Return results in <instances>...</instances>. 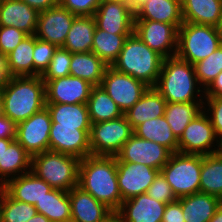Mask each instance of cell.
Returning <instances> with one entry per match:
<instances>
[{"instance_id":"484cf974","label":"cell","mask_w":222,"mask_h":222,"mask_svg":"<svg viewBox=\"0 0 222 222\" xmlns=\"http://www.w3.org/2000/svg\"><path fill=\"white\" fill-rule=\"evenodd\" d=\"M32 156L13 140L0 156V184L31 171Z\"/></svg>"},{"instance_id":"f546056e","label":"cell","mask_w":222,"mask_h":222,"mask_svg":"<svg viewBox=\"0 0 222 222\" xmlns=\"http://www.w3.org/2000/svg\"><path fill=\"white\" fill-rule=\"evenodd\" d=\"M52 123L57 126H79V130H91L87 104L46 103Z\"/></svg>"},{"instance_id":"681fc988","label":"cell","mask_w":222,"mask_h":222,"mask_svg":"<svg viewBox=\"0 0 222 222\" xmlns=\"http://www.w3.org/2000/svg\"><path fill=\"white\" fill-rule=\"evenodd\" d=\"M204 96L222 97V71L205 89Z\"/></svg>"},{"instance_id":"d4e9b609","label":"cell","mask_w":222,"mask_h":222,"mask_svg":"<svg viewBox=\"0 0 222 222\" xmlns=\"http://www.w3.org/2000/svg\"><path fill=\"white\" fill-rule=\"evenodd\" d=\"M185 222H209L222 203L218 197L197 192L178 198Z\"/></svg>"},{"instance_id":"db71d44e","label":"cell","mask_w":222,"mask_h":222,"mask_svg":"<svg viewBox=\"0 0 222 222\" xmlns=\"http://www.w3.org/2000/svg\"><path fill=\"white\" fill-rule=\"evenodd\" d=\"M209 222H222V203L218 207L214 216L209 220Z\"/></svg>"},{"instance_id":"7402d4cb","label":"cell","mask_w":222,"mask_h":222,"mask_svg":"<svg viewBox=\"0 0 222 222\" xmlns=\"http://www.w3.org/2000/svg\"><path fill=\"white\" fill-rule=\"evenodd\" d=\"M4 190L15 200L35 205L53 188L32 171L9 179Z\"/></svg>"},{"instance_id":"b9f144b4","label":"cell","mask_w":222,"mask_h":222,"mask_svg":"<svg viewBox=\"0 0 222 222\" xmlns=\"http://www.w3.org/2000/svg\"><path fill=\"white\" fill-rule=\"evenodd\" d=\"M150 197L162 203H171L177 200L172 192L171 186L166 181L161 172L155 177L154 181L146 192Z\"/></svg>"},{"instance_id":"ac0fdd59","label":"cell","mask_w":222,"mask_h":222,"mask_svg":"<svg viewBox=\"0 0 222 222\" xmlns=\"http://www.w3.org/2000/svg\"><path fill=\"white\" fill-rule=\"evenodd\" d=\"M93 87L71 75L49 80L45 83L46 103L87 104Z\"/></svg>"},{"instance_id":"7dc6e473","label":"cell","mask_w":222,"mask_h":222,"mask_svg":"<svg viewBox=\"0 0 222 222\" xmlns=\"http://www.w3.org/2000/svg\"><path fill=\"white\" fill-rule=\"evenodd\" d=\"M17 124L3 113L0 114V139H15Z\"/></svg>"},{"instance_id":"4fadbf2b","label":"cell","mask_w":222,"mask_h":222,"mask_svg":"<svg viewBox=\"0 0 222 222\" xmlns=\"http://www.w3.org/2000/svg\"><path fill=\"white\" fill-rule=\"evenodd\" d=\"M134 32L150 49L164 58L176 56L178 29L173 24L134 20Z\"/></svg>"},{"instance_id":"bcb514c9","label":"cell","mask_w":222,"mask_h":222,"mask_svg":"<svg viewBox=\"0 0 222 222\" xmlns=\"http://www.w3.org/2000/svg\"><path fill=\"white\" fill-rule=\"evenodd\" d=\"M161 222H185L181 202L178 199L166 204Z\"/></svg>"},{"instance_id":"c3c4849f","label":"cell","mask_w":222,"mask_h":222,"mask_svg":"<svg viewBox=\"0 0 222 222\" xmlns=\"http://www.w3.org/2000/svg\"><path fill=\"white\" fill-rule=\"evenodd\" d=\"M21 1L26 3L31 8L37 10L38 12H42L59 5V0H21Z\"/></svg>"},{"instance_id":"4316f807","label":"cell","mask_w":222,"mask_h":222,"mask_svg":"<svg viewBox=\"0 0 222 222\" xmlns=\"http://www.w3.org/2000/svg\"><path fill=\"white\" fill-rule=\"evenodd\" d=\"M183 22L218 26L222 0H181Z\"/></svg>"},{"instance_id":"44dd1931","label":"cell","mask_w":222,"mask_h":222,"mask_svg":"<svg viewBox=\"0 0 222 222\" xmlns=\"http://www.w3.org/2000/svg\"><path fill=\"white\" fill-rule=\"evenodd\" d=\"M39 12L21 0H0V26L16 27L35 35Z\"/></svg>"},{"instance_id":"91938a15","label":"cell","mask_w":222,"mask_h":222,"mask_svg":"<svg viewBox=\"0 0 222 222\" xmlns=\"http://www.w3.org/2000/svg\"><path fill=\"white\" fill-rule=\"evenodd\" d=\"M2 113V86H0V114Z\"/></svg>"},{"instance_id":"816d5d0a","label":"cell","mask_w":222,"mask_h":222,"mask_svg":"<svg viewBox=\"0 0 222 222\" xmlns=\"http://www.w3.org/2000/svg\"><path fill=\"white\" fill-rule=\"evenodd\" d=\"M147 0H125L131 10L135 13Z\"/></svg>"},{"instance_id":"f1b7e54d","label":"cell","mask_w":222,"mask_h":222,"mask_svg":"<svg viewBox=\"0 0 222 222\" xmlns=\"http://www.w3.org/2000/svg\"><path fill=\"white\" fill-rule=\"evenodd\" d=\"M95 29L94 16H77L67 34L63 48L70 53L91 52Z\"/></svg>"},{"instance_id":"5bb4252c","label":"cell","mask_w":222,"mask_h":222,"mask_svg":"<svg viewBox=\"0 0 222 222\" xmlns=\"http://www.w3.org/2000/svg\"><path fill=\"white\" fill-rule=\"evenodd\" d=\"M89 135L90 130H79V126H57V123H52L49 135V151L83 159L91 155Z\"/></svg>"},{"instance_id":"f907efd6","label":"cell","mask_w":222,"mask_h":222,"mask_svg":"<svg viewBox=\"0 0 222 222\" xmlns=\"http://www.w3.org/2000/svg\"><path fill=\"white\" fill-rule=\"evenodd\" d=\"M10 77L7 66V55L0 51V86H2Z\"/></svg>"},{"instance_id":"6da1fadb","label":"cell","mask_w":222,"mask_h":222,"mask_svg":"<svg viewBox=\"0 0 222 222\" xmlns=\"http://www.w3.org/2000/svg\"><path fill=\"white\" fill-rule=\"evenodd\" d=\"M78 186L117 212L123 200L117 183L116 157L90 155L80 159Z\"/></svg>"},{"instance_id":"94428289","label":"cell","mask_w":222,"mask_h":222,"mask_svg":"<svg viewBox=\"0 0 222 222\" xmlns=\"http://www.w3.org/2000/svg\"><path fill=\"white\" fill-rule=\"evenodd\" d=\"M220 153H222V136L219 138V151Z\"/></svg>"},{"instance_id":"f35d334b","label":"cell","mask_w":222,"mask_h":222,"mask_svg":"<svg viewBox=\"0 0 222 222\" xmlns=\"http://www.w3.org/2000/svg\"><path fill=\"white\" fill-rule=\"evenodd\" d=\"M193 66L199 85L205 90L222 71V45Z\"/></svg>"},{"instance_id":"3957f363","label":"cell","mask_w":222,"mask_h":222,"mask_svg":"<svg viewBox=\"0 0 222 222\" xmlns=\"http://www.w3.org/2000/svg\"><path fill=\"white\" fill-rule=\"evenodd\" d=\"M198 84L194 66L173 56L164 58L155 89L166 102H204L205 90Z\"/></svg>"},{"instance_id":"30bf717a","label":"cell","mask_w":222,"mask_h":222,"mask_svg":"<svg viewBox=\"0 0 222 222\" xmlns=\"http://www.w3.org/2000/svg\"><path fill=\"white\" fill-rule=\"evenodd\" d=\"M100 86L113 99L123 114L128 111L149 88L144 82L128 74L118 72L111 66L106 69Z\"/></svg>"},{"instance_id":"836d02e7","label":"cell","mask_w":222,"mask_h":222,"mask_svg":"<svg viewBox=\"0 0 222 222\" xmlns=\"http://www.w3.org/2000/svg\"><path fill=\"white\" fill-rule=\"evenodd\" d=\"M200 192L222 200V153L202 155Z\"/></svg>"},{"instance_id":"8d00e7d4","label":"cell","mask_w":222,"mask_h":222,"mask_svg":"<svg viewBox=\"0 0 222 222\" xmlns=\"http://www.w3.org/2000/svg\"><path fill=\"white\" fill-rule=\"evenodd\" d=\"M33 52L34 35H28L7 54L10 76H34Z\"/></svg>"},{"instance_id":"ee69618b","label":"cell","mask_w":222,"mask_h":222,"mask_svg":"<svg viewBox=\"0 0 222 222\" xmlns=\"http://www.w3.org/2000/svg\"><path fill=\"white\" fill-rule=\"evenodd\" d=\"M23 31L16 27L0 26V51L7 55L26 37Z\"/></svg>"},{"instance_id":"603a6c76","label":"cell","mask_w":222,"mask_h":222,"mask_svg":"<svg viewBox=\"0 0 222 222\" xmlns=\"http://www.w3.org/2000/svg\"><path fill=\"white\" fill-rule=\"evenodd\" d=\"M134 20L159 21L178 29L183 24L181 0H147L135 12Z\"/></svg>"},{"instance_id":"2e32d148","label":"cell","mask_w":222,"mask_h":222,"mask_svg":"<svg viewBox=\"0 0 222 222\" xmlns=\"http://www.w3.org/2000/svg\"><path fill=\"white\" fill-rule=\"evenodd\" d=\"M159 172L145 164L117 160V183L122 200L146 193Z\"/></svg>"},{"instance_id":"6125c7cd","label":"cell","mask_w":222,"mask_h":222,"mask_svg":"<svg viewBox=\"0 0 222 222\" xmlns=\"http://www.w3.org/2000/svg\"><path fill=\"white\" fill-rule=\"evenodd\" d=\"M102 1H109V0H102ZM116 1H123V2H125V0H116Z\"/></svg>"},{"instance_id":"7a4b0ae2","label":"cell","mask_w":222,"mask_h":222,"mask_svg":"<svg viewBox=\"0 0 222 222\" xmlns=\"http://www.w3.org/2000/svg\"><path fill=\"white\" fill-rule=\"evenodd\" d=\"M46 107L41 76H11L2 85V113L16 124Z\"/></svg>"},{"instance_id":"ba28073f","label":"cell","mask_w":222,"mask_h":222,"mask_svg":"<svg viewBox=\"0 0 222 222\" xmlns=\"http://www.w3.org/2000/svg\"><path fill=\"white\" fill-rule=\"evenodd\" d=\"M132 134L133 129L125 115L114 120L91 124V155L116 156Z\"/></svg>"},{"instance_id":"4dcf8cb0","label":"cell","mask_w":222,"mask_h":222,"mask_svg":"<svg viewBox=\"0 0 222 222\" xmlns=\"http://www.w3.org/2000/svg\"><path fill=\"white\" fill-rule=\"evenodd\" d=\"M133 133L149 141H154L168 148L172 153L178 152V139L173 134L165 117L148 119L133 129Z\"/></svg>"},{"instance_id":"d6a6232c","label":"cell","mask_w":222,"mask_h":222,"mask_svg":"<svg viewBox=\"0 0 222 222\" xmlns=\"http://www.w3.org/2000/svg\"><path fill=\"white\" fill-rule=\"evenodd\" d=\"M203 102H167L164 117L177 139L186 126L203 111Z\"/></svg>"},{"instance_id":"ffe728a7","label":"cell","mask_w":222,"mask_h":222,"mask_svg":"<svg viewBox=\"0 0 222 222\" xmlns=\"http://www.w3.org/2000/svg\"><path fill=\"white\" fill-rule=\"evenodd\" d=\"M68 195L71 203V222H103L113 213L79 186L73 187Z\"/></svg>"},{"instance_id":"e0dca14e","label":"cell","mask_w":222,"mask_h":222,"mask_svg":"<svg viewBox=\"0 0 222 222\" xmlns=\"http://www.w3.org/2000/svg\"><path fill=\"white\" fill-rule=\"evenodd\" d=\"M96 26L112 34H132L135 13L126 2L102 1L94 13Z\"/></svg>"},{"instance_id":"11a10c76","label":"cell","mask_w":222,"mask_h":222,"mask_svg":"<svg viewBox=\"0 0 222 222\" xmlns=\"http://www.w3.org/2000/svg\"><path fill=\"white\" fill-rule=\"evenodd\" d=\"M13 140L15 139H0V156L3 153L4 148H7Z\"/></svg>"},{"instance_id":"d590c367","label":"cell","mask_w":222,"mask_h":222,"mask_svg":"<svg viewBox=\"0 0 222 222\" xmlns=\"http://www.w3.org/2000/svg\"><path fill=\"white\" fill-rule=\"evenodd\" d=\"M129 35L131 34L108 33L96 26L91 52L95 53L108 66H112Z\"/></svg>"},{"instance_id":"8992f818","label":"cell","mask_w":222,"mask_h":222,"mask_svg":"<svg viewBox=\"0 0 222 222\" xmlns=\"http://www.w3.org/2000/svg\"><path fill=\"white\" fill-rule=\"evenodd\" d=\"M222 45L216 26L183 22L178 28L176 56L195 64Z\"/></svg>"},{"instance_id":"1f68e13d","label":"cell","mask_w":222,"mask_h":222,"mask_svg":"<svg viewBox=\"0 0 222 222\" xmlns=\"http://www.w3.org/2000/svg\"><path fill=\"white\" fill-rule=\"evenodd\" d=\"M37 213L51 222H71V203L67 191L52 189L35 205Z\"/></svg>"},{"instance_id":"cb8c5ba5","label":"cell","mask_w":222,"mask_h":222,"mask_svg":"<svg viewBox=\"0 0 222 222\" xmlns=\"http://www.w3.org/2000/svg\"><path fill=\"white\" fill-rule=\"evenodd\" d=\"M166 103V100L155 87H149L124 115L130 123L131 128L134 129L148 119L164 116Z\"/></svg>"},{"instance_id":"d6986e66","label":"cell","mask_w":222,"mask_h":222,"mask_svg":"<svg viewBox=\"0 0 222 222\" xmlns=\"http://www.w3.org/2000/svg\"><path fill=\"white\" fill-rule=\"evenodd\" d=\"M165 207L144 193L124 200L116 213L121 222H161Z\"/></svg>"},{"instance_id":"9a60e30c","label":"cell","mask_w":222,"mask_h":222,"mask_svg":"<svg viewBox=\"0 0 222 222\" xmlns=\"http://www.w3.org/2000/svg\"><path fill=\"white\" fill-rule=\"evenodd\" d=\"M76 17L60 4L39 12L35 36L57 47H63Z\"/></svg>"},{"instance_id":"680465c9","label":"cell","mask_w":222,"mask_h":222,"mask_svg":"<svg viewBox=\"0 0 222 222\" xmlns=\"http://www.w3.org/2000/svg\"><path fill=\"white\" fill-rule=\"evenodd\" d=\"M217 29H218L219 36H220L221 41H222V18H221V20H220L219 25L217 26Z\"/></svg>"},{"instance_id":"60d3db41","label":"cell","mask_w":222,"mask_h":222,"mask_svg":"<svg viewBox=\"0 0 222 222\" xmlns=\"http://www.w3.org/2000/svg\"><path fill=\"white\" fill-rule=\"evenodd\" d=\"M57 46L47 41L38 39L34 35V76H41L48 68Z\"/></svg>"},{"instance_id":"83f0119b","label":"cell","mask_w":222,"mask_h":222,"mask_svg":"<svg viewBox=\"0 0 222 222\" xmlns=\"http://www.w3.org/2000/svg\"><path fill=\"white\" fill-rule=\"evenodd\" d=\"M109 66L95 53H71L70 75L100 86Z\"/></svg>"},{"instance_id":"7c38bea8","label":"cell","mask_w":222,"mask_h":222,"mask_svg":"<svg viewBox=\"0 0 222 222\" xmlns=\"http://www.w3.org/2000/svg\"><path fill=\"white\" fill-rule=\"evenodd\" d=\"M171 155L172 152L163 145L142 139L133 133L115 157L119 162L145 164L161 170Z\"/></svg>"},{"instance_id":"277c9868","label":"cell","mask_w":222,"mask_h":222,"mask_svg":"<svg viewBox=\"0 0 222 222\" xmlns=\"http://www.w3.org/2000/svg\"><path fill=\"white\" fill-rule=\"evenodd\" d=\"M163 60L162 55L150 49L133 32L127 37L117 60L111 67L144 82L149 87H155Z\"/></svg>"},{"instance_id":"6f0895ef","label":"cell","mask_w":222,"mask_h":222,"mask_svg":"<svg viewBox=\"0 0 222 222\" xmlns=\"http://www.w3.org/2000/svg\"><path fill=\"white\" fill-rule=\"evenodd\" d=\"M3 191H4V186L0 184V222H1V204H2Z\"/></svg>"},{"instance_id":"52a82bcc","label":"cell","mask_w":222,"mask_h":222,"mask_svg":"<svg viewBox=\"0 0 222 222\" xmlns=\"http://www.w3.org/2000/svg\"><path fill=\"white\" fill-rule=\"evenodd\" d=\"M202 155L172 153L160 170L176 198L200 192Z\"/></svg>"},{"instance_id":"5b68a950","label":"cell","mask_w":222,"mask_h":222,"mask_svg":"<svg viewBox=\"0 0 222 222\" xmlns=\"http://www.w3.org/2000/svg\"><path fill=\"white\" fill-rule=\"evenodd\" d=\"M79 163L76 156L45 151L32 157L31 171L52 188L69 192L78 186Z\"/></svg>"},{"instance_id":"8fae6325","label":"cell","mask_w":222,"mask_h":222,"mask_svg":"<svg viewBox=\"0 0 222 222\" xmlns=\"http://www.w3.org/2000/svg\"><path fill=\"white\" fill-rule=\"evenodd\" d=\"M51 115L44 107L30 118L17 124L15 140L33 157L49 151Z\"/></svg>"},{"instance_id":"9c48e42d","label":"cell","mask_w":222,"mask_h":222,"mask_svg":"<svg viewBox=\"0 0 222 222\" xmlns=\"http://www.w3.org/2000/svg\"><path fill=\"white\" fill-rule=\"evenodd\" d=\"M206 109L203 107V111L184 129L178 139L179 153L208 155L219 151V138L215 134L207 113H205Z\"/></svg>"},{"instance_id":"7bdbcfd3","label":"cell","mask_w":222,"mask_h":222,"mask_svg":"<svg viewBox=\"0 0 222 222\" xmlns=\"http://www.w3.org/2000/svg\"><path fill=\"white\" fill-rule=\"evenodd\" d=\"M102 0H59V4L76 16H93Z\"/></svg>"},{"instance_id":"ab89813d","label":"cell","mask_w":222,"mask_h":222,"mask_svg":"<svg viewBox=\"0 0 222 222\" xmlns=\"http://www.w3.org/2000/svg\"><path fill=\"white\" fill-rule=\"evenodd\" d=\"M71 53L63 47H57L48 68L41 75L46 83L49 80L70 75Z\"/></svg>"},{"instance_id":"f6af8a7d","label":"cell","mask_w":222,"mask_h":222,"mask_svg":"<svg viewBox=\"0 0 222 222\" xmlns=\"http://www.w3.org/2000/svg\"><path fill=\"white\" fill-rule=\"evenodd\" d=\"M203 105L218 138L222 136V97L204 96ZM207 103V104H206ZM210 113V114H209Z\"/></svg>"},{"instance_id":"e575fe53","label":"cell","mask_w":222,"mask_h":222,"mask_svg":"<svg viewBox=\"0 0 222 222\" xmlns=\"http://www.w3.org/2000/svg\"><path fill=\"white\" fill-rule=\"evenodd\" d=\"M87 107L91 124L114 120L124 115L101 86L92 88Z\"/></svg>"},{"instance_id":"74e56055","label":"cell","mask_w":222,"mask_h":222,"mask_svg":"<svg viewBox=\"0 0 222 222\" xmlns=\"http://www.w3.org/2000/svg\"><path fill=\"white\" fill-rule=\"evenodd\" d=\"M37 214L34 205L13 199L5 190L1 204V222H27Z\"/></svg>"},{"instance_id":"9f6ffc18","label":"cell","mask_w":222,"mask_h":222,"mask_svg":"<svg viewBox=\"0 0 222 222\" xmlns=\"http://www.w3.org/2000/svg\"><path fill=\"white\" fill-rule=\"evenodd\" d=\"M103 222H121L119 215L116 212H113L108 218Z\"/></svg>"},{"instance_id":"f5cc1de1","label":"cell","mask_w":222,"mask_h":222,"mask_svg":"<svg viewBox=\"0 0 222 222\" xmlns=\"http://www.w3.org/2000/svg\"><path fill=\"white\" fill-rule=\"evenodd\" d=\"M27 222H51V221L43 214L37 213L32 218H30Z\"/></svg>"}]
</instances>
